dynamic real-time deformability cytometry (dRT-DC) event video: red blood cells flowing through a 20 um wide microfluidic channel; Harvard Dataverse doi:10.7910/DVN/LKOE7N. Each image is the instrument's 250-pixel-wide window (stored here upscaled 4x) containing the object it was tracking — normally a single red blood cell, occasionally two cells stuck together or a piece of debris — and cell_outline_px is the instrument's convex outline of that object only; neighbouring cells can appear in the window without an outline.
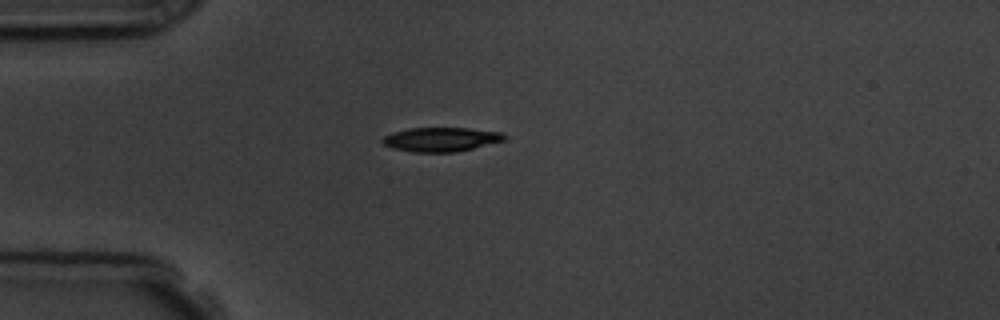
{"species": "common noctule bat (a hibernating species)", "species_latin": "Nyctalus noctula", "temperature_condition": "room temperature", "stored_images_in_passage": 5, "camera_frame_rate_fps": 3000, "um_per_image_px": 0.085, "animal": {"sex": "male", "body_mass_g": 19.5, "forearm_length_mm": 54.6}, "frame": {"image": 1, "passage_image": 4, "time_ms": 4.333, "image_size_px": [1000, 320], "cell_outline_px": [[508, 136], [504, 140], [456, 152], [412, 152], [392, 148], [384, 144], [380, 140], [384, 136], [392, 132], [408, 128], [468, 128], [504, 132]], "centroid_in_image_um": [37.48, 11.84], "position_along_channel_um": 47.5, "area_um2": 17.22}}